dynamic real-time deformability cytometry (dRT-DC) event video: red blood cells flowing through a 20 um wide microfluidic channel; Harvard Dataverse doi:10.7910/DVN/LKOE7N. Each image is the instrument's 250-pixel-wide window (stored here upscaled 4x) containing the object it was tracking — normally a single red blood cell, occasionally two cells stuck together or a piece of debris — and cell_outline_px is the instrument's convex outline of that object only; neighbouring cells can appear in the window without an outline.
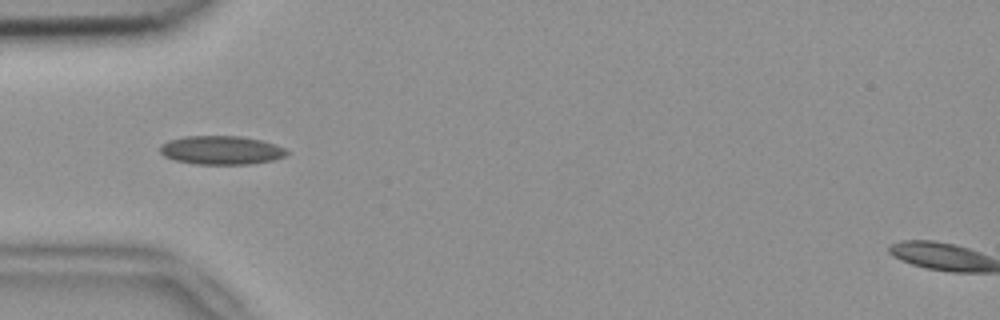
{"species": "common noctule bat (a hibernating species)", "species_latin": "Nyctalus noctula", "temperature_condition": "room temperature", "stored_images_in_passage": 34, "camera_frame_rate_fps": 3000, "um_per_image_px": 0.085, "animal": {"sex": "female", "body_mass_g": 18.4}, "frame": {"image": 1, "passage_image": 3, "time_ms": 0.667, "image_size_px": [1000, 320], "cell_outline_px": [[292, 152], [284, 156], [272, 160], [248, 164], [196, 164], [176, 160], [164, 156], [160, 152], [160, 144], [168, 140], [184, 136], [240, 136], [260, 140], [276, 144]], "centroid_in_image_um": [18.8, 12.76], "position_along_channel_um": 66.2, "area_um2": 21.21}}
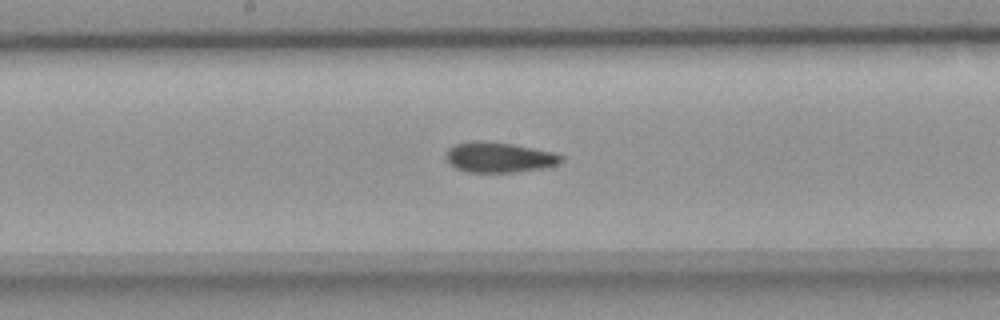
{"frame": {"image": 2, "passage_image": 14, "time_ms": 4.333, "image_size_px": [1000, 320], "cell_outline_px": [[564, 160], [560, 164], [548, 168], [512, 172], [468, 172], [456, 168], [448, 164], [444, 156], [448, 148], [456, 144], [468, 140], [484, 140], [512, 144], [552, 152], [564, 156]], "centroid_in_image_um": [42.41, 13.37], "position_along_channel_um": 205.8, "area_um2": 20.75}}
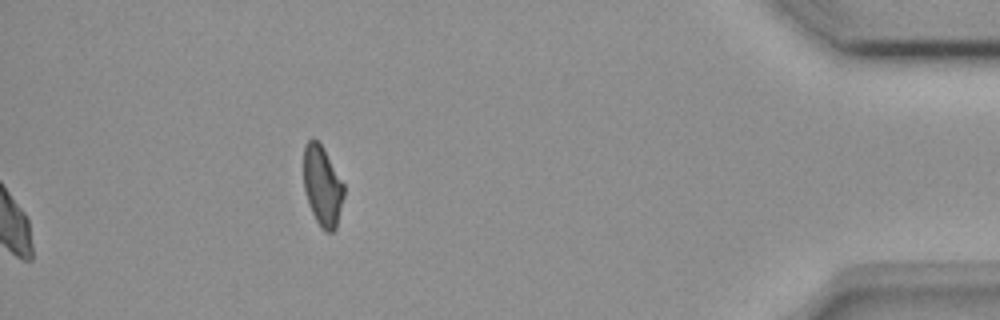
{"frame": {"image": 3, "passage_image": 34, "time_ms": 11.0, "image_size_px": [1000, 320], "cell_outline_px": [[344, 196], [336, 228], [332, 232], [324, 232], [320, 228], [308, 204], [304, 188], [304, 144], [312, 136], [324, 148], [344, 184]], "centroid_in_image_um": [27.4, 15.81], "position_along_channel_um": 407.8, "area_um2": 18.96}, "authors_computed_cell_mechanics": {"area_um2": 20.2589, "velocity_mm_per_s": 3.8247, "shape_relaxation_time_tau1_ms": null, "shape_relaxation_time_tau2_ms": 6.3385, "deformation_change_tau1": null, "deformation_change_tau2": 0.1095}}